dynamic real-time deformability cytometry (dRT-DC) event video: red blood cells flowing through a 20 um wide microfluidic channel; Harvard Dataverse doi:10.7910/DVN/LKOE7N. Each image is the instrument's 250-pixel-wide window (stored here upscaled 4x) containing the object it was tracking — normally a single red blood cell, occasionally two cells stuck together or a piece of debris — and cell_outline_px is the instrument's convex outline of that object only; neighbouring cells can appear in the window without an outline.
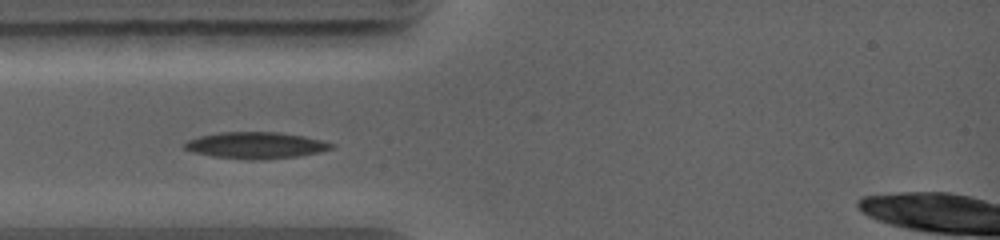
{"species": "common noctule bat (a hibernating species)", "species_latin": "Nyctalus noctula", "temperature_condition": "warm", "stored_images_in_passage": 11, "camera_frame_rate_fps": 5000, "um_per_image_px": 0.085, "animal": {"sex": "female", "body_mass_g": 19.0, "forearm_length_mm": 56.7}, "frame": {"image": 1, "passage_image": 3, "time_ms": 1.8, "image_size_px": [1000, 240], "cell_outline_px": [[336, 144], [332, 148], [320, 152], [296, 156], [252, 160], [212, 156], [192, 152], [184, 148], [184, 144], [188, 140], [200, 136], [220, 132], [280, 132], [304, 136]], "centroid_in_image_um": [21.74, 12.34], "position_along_channel_um": 63.3, "area_um2": 22.48}}
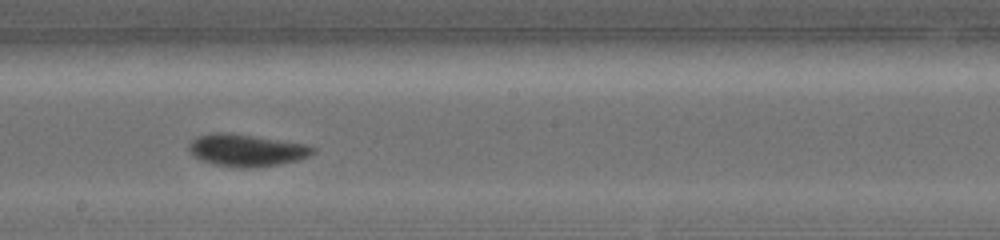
{"frame": {"image": 2, "passage_image": 7, "time_ms": 5.4, "image_size_px": [1000, 240], "cell_outline_px": [[316, 152], [308, 156], [296, 160], [280, 164], [244, 168], [240, 168], [216, 164], [200, 160], [188, 148], [188, 144], [192, 140], [200, 136], [216, 132], [228, 132], [308, 144], [316, 148]], "centroid_in_image_um": [20.99, 12.76], "position_along_channel_um": 227.2, "area_um2": 23.0}}
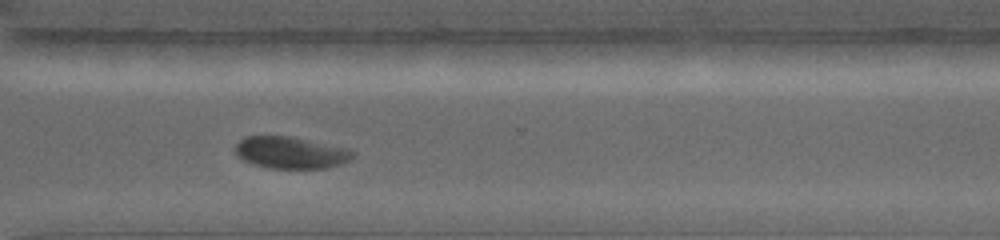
{"frame": {"image": 3, "passage_image": 10, "time_ms": 8.0, "image_size_px": [1000, 240], "cell_outline_px": [[356, 152], [348, 160], [340, 164], [328, 168], [268, 168], [244, 160], [236, 152], [236, 144], [244, 136], [288, 136], [348, 148]], "centroid_in_image_um": [24.73, 12.97], "position_along_channel_um": 345.9, "area_um2": 21.5}}